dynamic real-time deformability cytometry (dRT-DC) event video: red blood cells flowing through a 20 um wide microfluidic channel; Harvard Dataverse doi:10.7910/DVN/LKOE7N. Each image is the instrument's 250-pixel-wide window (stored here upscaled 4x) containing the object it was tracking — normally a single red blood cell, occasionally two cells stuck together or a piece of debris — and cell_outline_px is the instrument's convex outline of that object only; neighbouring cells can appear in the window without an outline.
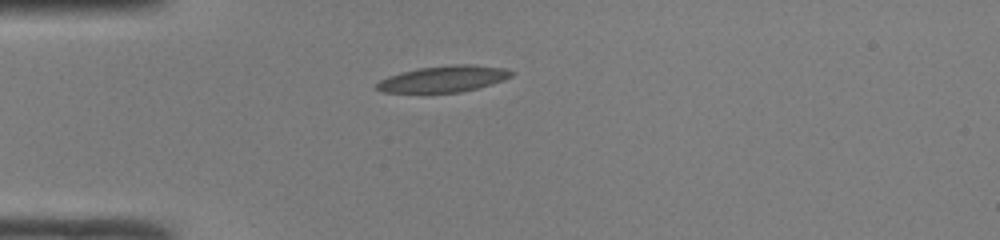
{"species": "common noctule bat (a hibernating species)", "species_latin": "Nyctalus noctula", "temperature_condition": "room temperature", "stored_images_in_passage": 37, "camera_frame_rate_fps": 3000, "um_per_image_px": 0.085, "animal": {"sex": "male", "body_mass_g": 19.0, "forearm_length_mm": 50.8}, "frame": {"image": 1, "passage_image": 1, "time_ms": 0.0, "image_size_px": [1000, 240], "cell_outline_px": [[516, 72], [512, 76], [504, 80], [492, 84], [460, 92], [380, 92], [376, 88], [376, 84], [380, 80], [388, 76], [420, 68], [456, 64], [472, 64], [504, 68]], "centroid_in_image_um": [37.74, 6.7], "position_along_channel_um": 47.3, "area_um2": 20.46}}
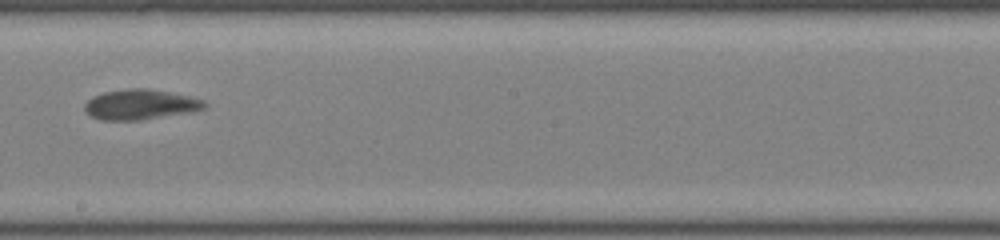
{"frame": {"image": 2, "passage_image": 16, "time_ms": 5.0, "image_size_px": [1000, 240], "cell_outline_px": [[208, 104], [204, 108], [192, 112], [140, 120], [100, 120], [92, 116], [84, 108], [84, 104], [92, 96], [104, 92], [128, 88], [148, 88], [188, 96], [204, 100]], "centroid_in_image_um": [11.93, 8.88], "position_along_channel_um": 236.3, "area_um2": 21.04}}
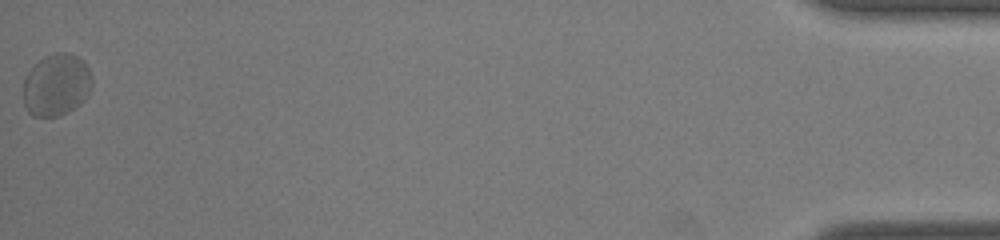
{"frame": {"image": 3, "passage_image": 37, "time_ms": 12.0, "image_size_px": [1000, 240], "cell_outline_px": [[92, 88], [84, 100], [80, 104], [56, 116], [32, 116], [28, 112], [24, 104], [24, 80], [28, 72], [44, 56], [56, 52], [68, 52], [84, 60], [92, 76]], "centroid_in_image_um": [4.81, 7.19], "position_along_channel_um": 430.4, "area_um2": 24.8}, "authors_computed_cell_mechanics": {"area_um2": 21.5016, "velocity_mm_per_s": 4.1256, "shape_relaxation_time_tau1_ms": 5.826, "shape_relaxation_time_tau2_ms": 1.3639, "deformation_change_tau1": 0.1109, "deformation_change_tau2": 0.0547}}